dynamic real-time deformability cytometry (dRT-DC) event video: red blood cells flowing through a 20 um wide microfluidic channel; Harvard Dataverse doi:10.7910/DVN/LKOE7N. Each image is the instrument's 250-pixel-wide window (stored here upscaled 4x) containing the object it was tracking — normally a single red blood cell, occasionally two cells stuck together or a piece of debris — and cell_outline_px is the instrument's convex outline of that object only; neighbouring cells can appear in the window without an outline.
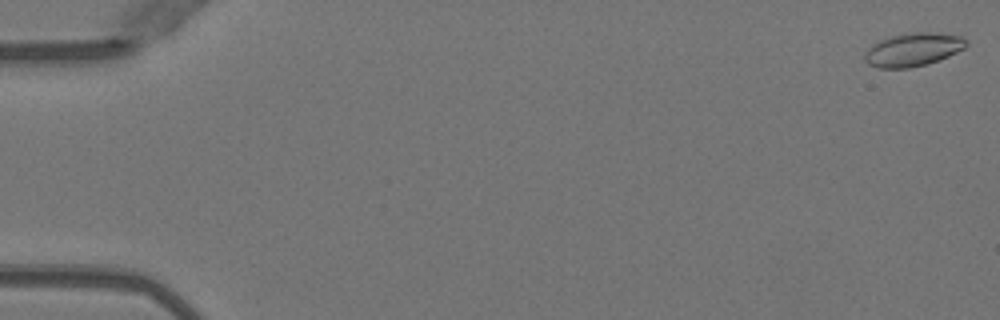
{"species": "Egyptian fruit bat (a non-hibernating species)", "species_latin": "Rousettus aegyptiacus", "temperature_condition": "warm", "stored_images_in_passage": 49, "camera_frame_rate_fps": 3000, "um_per_image_px": 0.085, "animal": {"sex": "female"}, "frame": {"image": 1, "passage_image": 1, "time_ms": 0.0, "image_size_px": [1000, 320], "cell_outline_px": [[968, 44], [964, 48], [948, 56], [924, 64], [908, 68], [880, 68], [868, 64], [864, 60], [864, 52], [872, 44], [880, 40], [892, 36], [912, 32], [940, 32], [964, 36], [968, 40]], "centroid_in_image_um": [77.62, 4.19], "position_along_channel_um": 7.4, "area_um2": 19.77}}
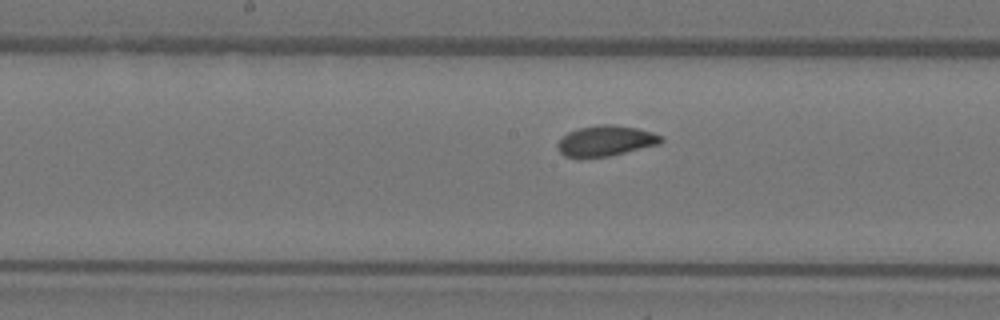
{"frame": {"image": 2, "passage_image": 27, "time_ms": 8.667, "image_size_px": [1000, 320], "cell_outline_px": [[664, 140], [660, 144], [608, 156], [564, 156], [560, 152], [556, 144], [568, 132], [580, 128], [600, 124], [612, 124], [636, 128], [652, 132], [664, 136]], "centroid_in_image_um": [51.53, 11.95], "position_along_channel_um": 196.7, "area_um2": 18.09}}
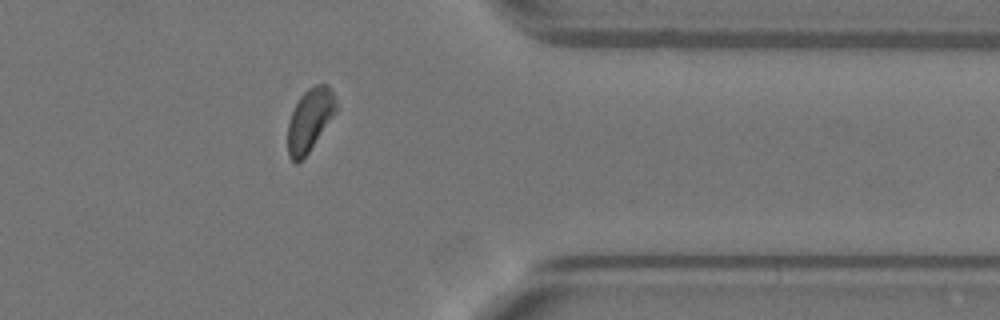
{"frame": {"image": 3, "passage_image": 42, "time_ms": 13.667, "image_size_px": [1000, 320], "cell_outline_px": [[336, 112], [308, 152], [296, 164], [288, 156], [288, 120], [300, 96], [308, 88], [316, 84], [328, 84], [336, 100]], "centroid_in_image_um": [26.32, 10.17], "position_along_channel_um": 385.1, "area_um2": 17.4}, "authors_computed_cell_mechanics": {"area_um2": 18.496, "velocity_mm_per_s": 4.001, "shape_relaxation_time_tau1_ms": 3.8217, "shape_relaxation_time_tau2_ms": 0.9587, "deformation_change_tau1": 0.0927, "deformation_change_tau2": 0.0642}}